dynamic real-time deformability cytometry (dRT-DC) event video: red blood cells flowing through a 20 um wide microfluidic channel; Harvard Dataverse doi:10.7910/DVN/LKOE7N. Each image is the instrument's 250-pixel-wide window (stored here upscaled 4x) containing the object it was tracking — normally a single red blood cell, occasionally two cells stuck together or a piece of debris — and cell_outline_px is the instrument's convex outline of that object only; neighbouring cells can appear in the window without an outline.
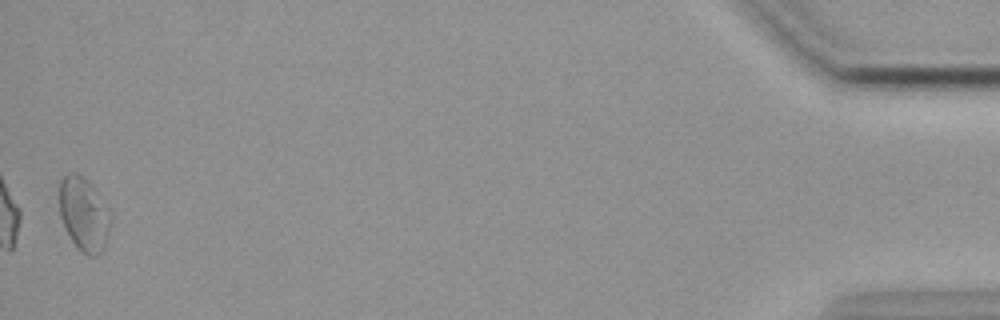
{"species": "common noctule bat (a hibernating species)", "species_latin": "Nyctalus noctula", "temperature_condition": "cold", "stored_images_in_passage": 39, "camera_frame_rate_fps": 3000, "um_per_image_px": 0.085, "animal": {"sex": "female", "body_mass_g": 19.9}, "frame": {"image": 1, "passage_image": 39, "time_ms": 12.667, "image_size_px": [1000, 320], "cell_outline_px": [[112, 220], [104, 248], [96, 256], [88, 256], [80, 252], [76, 248], [60, 216], [56, 180], [68, 172], [76, 172], [88, 184]], "centroid_in_image_um": [7.03, 18.22], "position_along_channel_um": 428.2, "area_um2": 21.68}, "authors_computed_cell_mechanics": {"area_um2": 18.9584, "velocity_mm_per_s": 3.5744, "shape_relaxation_time_tau1_ms": null, "shape_relaxation_time_tau2_ms": 4.8778, "deformation_change_tau1": null, "deformation_change_tau2": 0.0883}}